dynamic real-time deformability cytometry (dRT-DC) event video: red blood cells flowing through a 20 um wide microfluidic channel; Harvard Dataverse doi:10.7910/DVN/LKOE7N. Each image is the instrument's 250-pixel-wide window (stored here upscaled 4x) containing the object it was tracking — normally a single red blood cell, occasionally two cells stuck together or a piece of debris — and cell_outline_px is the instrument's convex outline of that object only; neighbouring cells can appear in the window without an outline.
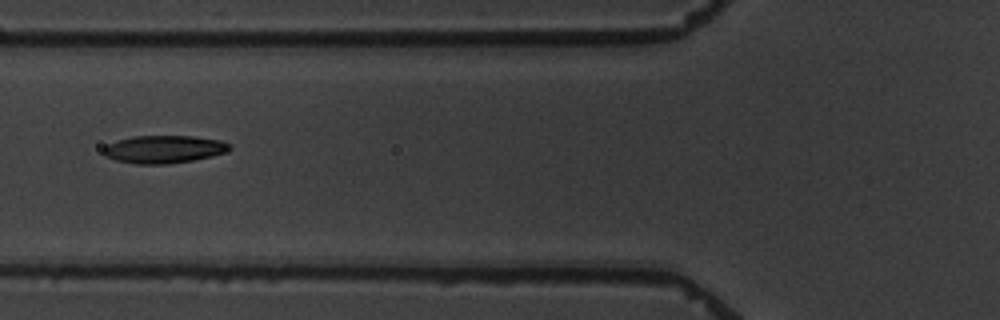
{"species": "common noctule bat (a hibernating species)", "species_latin": "Nyctalus noctula", "temperature_condition": "warm", "stored_images_in_passage": 10, "camera_frame_rate_fps": 3000, "um_per_image_px": 0.085, "animal": {"sex": "male", "body_mass_g": 19.5, "forearm_length_mm": 54.6}, "frame": {"image": 1, "passage_image": 6, "time_ms": 6.0, "image_size_px": [1000, 320], "cell_outline_px": [[232, 148], [228, 152], [212, 156], [192, 160], [168, 164], [136, 164], [116, 160], [104, 156], [104, 148], [108, 144], [132, 136], [192, 136], [220, 140], [228, 144]], "centroid_in_image_um": [13.95, 12.69], "position_along_channel_um": 111.9, "area_um2": 20.29}}
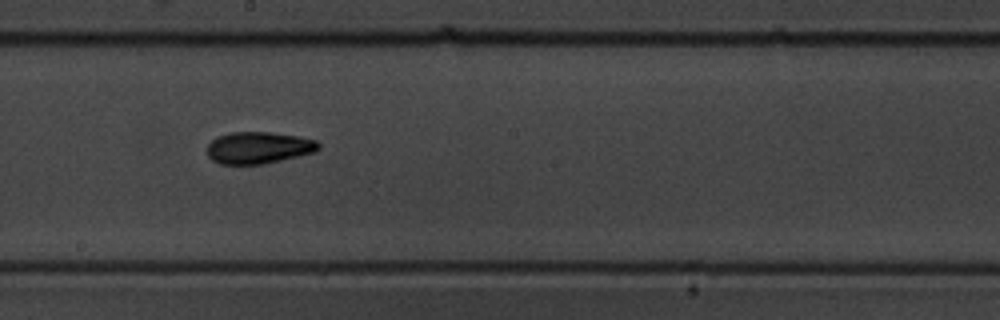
{"frame": {"image": 2, "passage_image": 9, "time_ms": 9.333, "image_size_px": [1000, 320], "cell_outline_px": [[320, 148], [316, 152], [264, 164], [220, 164], [212, 160], [208, 156], [208, 144], [216, 136], [228, 132], [268, 132], [296, 136], [316, 140], [320, 144]], "centroid_in_image_um": [21.97, 12.55], "position_along_channel_um": 226.2, "area_um2": 20.75}}
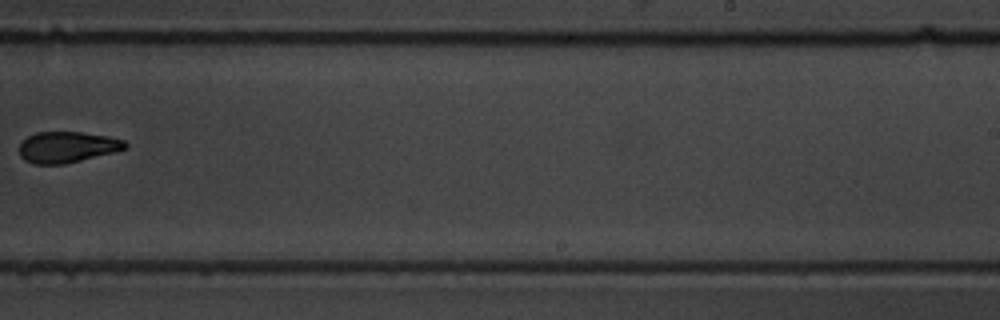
{"frame": {"image": 3, "passage_image": 10, "time_ms": 11.0, "image_size_px": [1000, 320], "cell_outline_px": [[128, 148], [116, 152], [64, 164], [32, 164], [24, 160], [20, 156], [20, 144], [28, 136], [36, 132], [80, 132], [108, 136], [124, 140], [128, 144]], "centroid_in_image_um": [5.73, 12.51], "position_along_channel_um": 283.3, "area_um2": 19.25}}